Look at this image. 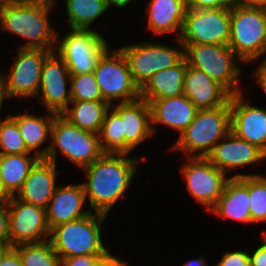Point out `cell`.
Wrapping results in <instances>:
<instances>
[{
	"mask_svg": "<svg viewBox=\"0 0 266 266\" xmlns=\"http://www.w3.org/2000/svg\"><path fill=\"white\" fill-rule=\"evenodd\" d=\"M0 240H9L8 201L0 202Z\"/></svg>",
	"mask_w": 266,
	"mask_h": 266,
	"instance_id": "74e56055",
	"label": "cell"
},
{
	"mask_svg": "<svg viewBox=\"0 0 266 266\" xmlns=\"http://www.w3.org/2000/svg\"><path fill=\"white\" fill-rule=\"evenodd\" d=\"M250 251L225 252L215 266H250Z\"/></svg>",
	"mask_w": 266,
	"mask_h": 266,
	"instance_id": "e575fe53",
	"label": "cell"
},
{
	"mask_svg": "<svg viewBox=\"0 0 266 266\" xmlns=\"http://www.w3.org/2000/svg\"><path fill=\"white\" fill-rule=\"evenodd\" d=\"M213 147L206 158L226 174L236 168L256 164L266 159V154L256 145L241 139L230 131Z\"/></svg>",
	"mask_w": 266,
	"mask_h": 266,
	"instance_id": "e0dca14e",
	"label": "cell"
},
{
	"mask_svg": "<svg viewBox=\"0 0 266 266\" xmlns=\"http://www.w3.org/2000/svg\"><path fill=\"white\" fill-rule=\"evenodd\" d=\"M230 7L188 9L179 40L182 44L228 45Z\"/></svg>",
	"mask_w": 266,
	"mask_h": 266,
	"instance_id": "8fae6325",
	"label": "cell"
},
{
	"mask_svg": "<svg viewBox=\"0 0 266 266\" xmlns=\"http://www.w3.org/2000/svg\"><path fill=\"white\" fill-rule=\"evenodd\" d=\"M253 77H256L261 89L266 92V59L262 61L259 67L254 71Z\"/></svg>",
	"mask_w": 266,
	"mask_h": 266,
	"instance_id": "b9f144b4",
	"label": "cell"
},
{
	"mask_svg": "<svg viewBox=\"0 0 266 266\" xmlns=\"http://www.w3.org/2000/svg\"><path fill=\"white\" fill-rule=\"evenodd\" d=\"M262 244L250 255V266H266V238L262 236Z\"/></svg>",
	"mask_w": 266,
	"mask_h": 266,
	"instance_id": "f35d334b",
	"label": "cell"
},
{
	"mask_svg": "<svg viewBox=\"0 0 266 266\" xmlns=\"http://www.w3.org/2000/svg\"><path fill=\"white\" fill-rule=\"evenodd\" d=\"M110 108L106 101H71L61 115L80 129L99 134Z\"/></svg>",
	"mask_w": 266,
	"mask_h": 266,
	"instance_id": "83f0119b",
	"label": "cell"
},
{
	"mask_svg": "<svg viewBox=\"0 0 266 266\" xmlns=\"http://www.w3.org/2000/svg\"><path fill=\"white\" fill-rule=\"evenodd\" d=\"M51 143L45 160L56 162L57 149L75 165L85 168L100 158L99 134L80 129L61 114H56L51 127Z\"/></svg>",
	"mask_w": 266,
	"mask_h": 266,
	"instance_id": "52a82bcc",
	"label": "cell"
},
{
	"mask_svg": "<svg viewBox=\"0 0 266 266\" xmlns=\"http://www.w3.org/2000/svg\"><path fill=\"white\" fill-rule=\"evenodd\" d=\"M231 177H238L249 189L252 224L266 222V176L237 173Z\"/></svg>",
	"mask_w": 266,
	"mask_h": 266,
	"instance_id": "1f68e13d",
	"label": "cell"
},
{
	"mask_svg": "<svg viewBox=\"0 0 266 266\" xmlns=\"http://www.w3.org/2000/svg\"><path fill=\"white\" fill-rule=\"evenodd\" d=\"M69 70L64 60L53 51L45 60L37 97L42 100L46 111L61 114L72 101Z\"/></svg>",
	"mask_w": 266,
	"mask_h": 266,
	"instance_id": "9a60e30c",
	"label": "cell"
},
{
	"mask_svg": "<svg viewBox=\"0 0 266 266\" xmlns=\"http://www.w3.org/2000/svg\"><path fill=\"white\" fill-rule=\"evenodd\" d=\"M99 255H76L62 259V266H95Z\"/></svg>",
	"mask_w": 266,
	"mask_h": 266,
	"instance_id": "8d00e7d4",
	"label": "cell"
},
{
	"mask_svg": "<svg viewBox=\"0 0 266 266\" xmlns=\"http://www.w3.org/2000/svg\"><path fill=\"white\" fill-rule=\"evenodd\" d=\"M55 0H30L20 4L0 6V30L26 40L19 48L55 51L57 32L49 22V12Z\"/></svg>",
	"mask_w": 266,
	"mask_h": 266,
	"instance_id": "7a4b0ae2",
	"label": "cell"
},
{
	"mask_svg": "<svg viewBox=\"0 0 266 266\" xmlns=\"http://www.w3.org/2000/svg\"><path fill=\"white\" fill-rule=\"evenodd\" d=\"M103 100L128 103L140 98V88L134 82L125 55L119 48H109L99 58L93 70Z\"/></svg>",
	"mask_w": 266,
	"mask_h": 266,
	"instance_id": "ba28073f",
	"label": "cell"
},
{
	"mask_svg": "<svg viewBox=\"0 0 266 266\" xmlns=\"http://www.w3.org/2000/svg\"><path fill=\"white\" fill-rule=\"evenodd\" d=\"M70 29H91V24L108 11L105 0H65Z\"/></svg>",
	"mask_w": 266,
	"mask_h": 266,
	"instance_id": "f1b7e54d",
	"label": "cell"
},
{
	"mask_svg": "<svg viewBox=\"0 0 266 266\" xmlns=\"http://www.w3.org/2000/svg\"><path fill=\"white\" fill-rule=\"evenodd\" d=\"M183 95L198 109H213L226 105L231 94L205 72L187 66Z\"/></svg>",
	"mask_w": 266,
	"mask_h": 266,
	"instance_id": "d6986e66",
	"label": "cell"
},
{
	"mask_svg": "<svg viewBox=\"0 0 266 266\" xmlns=\"http://www.w3.org/2000/svg\"><path fill=\"white\" fill-rule=\"evenodd\" d=\"M56 163L40 159L30 170L16 197L26 203L46 209L56 188Z\"/></svg>",
	"mask_w": 266,
	"mask_h": 266,
	"instance_id": "44dd1931",
	"label": "cell"
},
{
	"mask_svg": "<svg viewBox=\"0 0 266 266\" xmlns=\"http://www.w3.org/2000/svg\"><path fill=\"white\" fill-rule=\"evenodd\" d=\"M181 168L189 194L209 211L224 193L231 177L206 157H188Z\"/></svg>",
	"mask_w": 266,
	"mask_h": 266,
	"instance_id": "4fadbf2b",
	"label": "cell"
},
{
	"mask_svg": "<svg viewBox=\"0 0 266 266\" xmlns=\"http://www.w3.org/2000/svg\"><path fill=\"white\" fill-rule=\"evenodd\" d=\"M23 266H62V259L53 249L51 242L23 243L14 246Z\"/></svg>",
	"mask_w": 266,
	"mask_h": 266,
	"instance_id": "4dcf8cb0",
	"label": "cell"
},
{
	"mask_svg": "<svg viewBox=\"0 0 266 266\" xmlns=\"http://www.w3.org/2000/svg\"><path fill=\"white\" fill-rule=\"evenodd\" d=\"M182 45L184 47V57L189 66L205 72L231 95L242 92L240 85H238L242 69L237 64L239 61L243 62L228 45Z\"/></svg>",
	"mask_w": 266,
	"mask_h": 266,
	"instance_id": "8992f818",
	"label": "cell"
},
{
	"mask_svg": "<svg viewBox=\"0 0 266 266\" xmlns=\"http://www.w3.org/2000/svg\"><path fill=\"white\" fill-rule=\"evenodd\" d=\"M52 52L45 49L18 48L10 73L7 77L0 73V82L10 98L37 97L42 68Z\"/></svg>",
	"mask_w": 266,
	"mask_h": 266,
	"instance_id": "7c38bea8",
	"label": "cell"
},
{
	"mask_svg": "<svg viewBox=\"0 0 266 266\" xmlns=\"http://www.w3.org/2000/svg\"><path fill=\"white\" fill-rule=\"evenodd\" d=\"M99 139L104 153L125 154L123 120L111 108L106 112Z\"/></svg>",
	"mask_w": 266,
	"mask_h": 266,
	"instance_id": "f546056e",
	"label": "cell"
},
{
	"mask_svg": "<svg viewBox=\"0 0 266 266\" xmlns=\"http://www.w3.org/2000/svg\"><path fill=\"white\" fill-rule=\"evenodd\" d=\"M187 66L184 57L177 65L154 73L140 88V98L150 104L153 100L183 95Z\"/></svg>",
	"mask_w": 266,
	"mask_h": 266,
	"instance_id": "603a6c76",
	"label": "cell"
},
{
	"mask_svg": "<svg viewBox=\"0 0 266 266\" xmlns=\"http://www.w3.org/2000/svg\"><path fill=\"white\" fill-rule=\"evenodd\" d=\"M127 154L104 153L83 168L87 181L82 183L90 211L108 215L114 204L131 186L142 157L128 158ZM139 161V162H138Z\"/></svg>",
	"mask_w": 266,
	"mask_h": 266,
	"instance_id": "6da1fadb",
	"label": "cell"
},
{
	"mask_svg": "<svg viewBox=\"0 0 266 266\" xmlns=\"http://www.w3.org/2000/svg\"><path fill=\"white\" fill-rule=\"evenodd\" d=\"M188 9H217L231 7V0H183Z\"/></svg>",
	"mask_w": 266,
	"mask_h": 266,
	"instance_id": "d590c367",
	"label": "cell"
},
{
	"mask_svg": "<svg viewBox=\"0 0 266 266\" xmlns=\"http://www.w3.org/2000/svg\"><path fill=\"white\" fill-rule=\"evenodd\" d=\"M228 46L243 63L266 55V9L231 5Z\"/></svg>",
	"mask_w": 266,
	"mask_h": 266,
	"instance_id": "5b68a950",
	"label": "cell"
},
{
	"mask_svg": "<svg viewBox=\"0 0 266 266\" xmlns=\"http://www.w3.org/2000/svg\"><path fill=\"white\" fill-rule=\"evenodd\" d=\"M0 155V179L9 196H16L22 189L30 170L41 159L35 153Z\"/></svg>",
	"mask_w": 266,
	"mask_h": 266,
	"instance_id": "4316f807",
	"label": "cell"
},
{
	"mask_svg": "<svg viewBox=\"0 0 266 266\" xmlns=\"http://www.w3.org/2000/svg\"><path fill=\"white\" fill-rule=\"evenodd\" d=\"M183 266H207V261L203 257H199L198 259H192L188 261Z\"/></svg>",
	"mask_w": 266,
	"mask_h": 266,
	"instance_id": "f6af8a7d",
	"label": "cell"
},
{
	"mask_svg": "<svg viewBox=\"0 0 266 266\" xmlns=\"http://www.w3.org/2000/svg\"><path fill=\"white\" fill-rule=\"evenodd\" d=\"M251 0H231L232 5H247Z\"/></svg>",
	"mask_w": 266,
	"mask_h": 266,
	"instance_id": "f907efd6",
	"label": "cell"
},
{
	"mask_svg": "<svg viewBox=\"0 0 266 266\" xmlns=\"http://www.w3.org/2000/svg\"><path fill=\"white\" fill-rule=\"evenodd\" d=\"M6 98H7V99H10V97L8 96V94L5 92L2 83L0 82V110H1V107H2V105H3L2 102H3ZM5 120H6V119L0 121V125H1V123H2L3 121H5Z\"/></svg>",
	"mask_w": 266,
	"mask_h": 266,
	"instance_id": "7dc6e473",
	"label": "cell"
},
{
	"mask_svg": "<svg viewBox=\"0 0 266 266\" xmlns=\"http://www.w3.org/2000/svg\"><path fill=\"white\" fill-rule=\"evenodd\" d=\"M247 6L266 9V0H251Z\"/></svg>",
	"mask_w": 266,
	"mask_h": 266,
	"instance_id": "bcb514c9",
	"label": "cell"
},
{
	"mask_svg": "<svg viewBox=\"0 0 266 266\" xmlns=\"http://www.w3.org/2000/svg\"><path fill=\"white\" fill-rule=\"evenodd\" d=\"M55 52L64 60L70 75L91 73L109 48L106 39L94 29H70L58 39Z\"/></svg>",
	"mask_w": 266,
	"mask_h": 266,
	"instance_id": "9c48e42d",
	"label": "cell"
},
{
	"mask_svg": "<svg viewBox=\"0 0 266 266\" xmlns=\"http://www.w3.org/2000/svg\"><path fill=\"white\" fill-rule=\"evenodd\" d=\"M132 1L133 0H105V3L109 10L112 5L116 6V8H125Z\"/></svg>",
	"mask_w": 266,
	"mask_h": 266,
	"instance_id": "ee69618b",
	"label": "cell"
},
{
	"mask_svg": "<svg viewBox=\"0 0 266 266\" xmlns=\"http://www.w3.org/2000/svg\"><path fill=\"white\" fill-rule=\"evenodd\" d=\"M72 101H104L93 72L70 76Z\"/></svg>",
	"mask_w": 266,
	"mask_h": 266,
	"instance_id": "d6a6232c",
	"label": "cell"
},
{
	"mask_svg": "<svg viewBox=\"0 0 266 266\" xmlns=\"http://www.w3.org/2000/svg\"><path fill=\"white\" fill-rule=\"evenodd\" d=\"M111 108L123 120L125 133V154L129 155L140 143L152 137L155 128L152 127L150 104L141 98L128 103H115Z\"/></svg>",
	"mask_w": 266,
	"mask_h": 266,
	"instance_id": "ac0fdd59",
	"label": "cell"
},
{
	"mask_svg": "<svg viewBox=\"0 0 266 266\" xmlns=\"http://www.w3.org/2000/svg\"><path fill=\"white\" fill-rule=\"evenodd\" d=\"M95 266H127V263L110 254L107 249L102 255L98 256Z\"/></svg>",
	"mask_w": 266,
	"mask_h": 266,
	"instance_id": "ab89813d",
	"label": "cell"
},
{
	"mask_svg": "<svg viewBox=\"0 0 266 266\" xmlns=\"http://www.w3.org/2000/svg\"><path fill=\"white\" fill-rule=\"evenodd\" d=\"M176 42L182 49L149 42L129 44L120 48L128 62L132 78L139 88L154 73L173 67L184 58V47L179 39H176Z\"/></svg>",
	"mask_w": 266,
	"mask_h": 266,
	"instance_id": "30bf717a",
	"label": "cell"
},
{
	"mask_svg": "<svg viewBox=\"0 0 266 266\" xmlns=\"http://www.w3.org/2000/svg\"><path fill=\"white\" fill-rule=\"evenodd\" d=\"M230 126V101L217 108L198 109L194 120L180 134L172 149L181 150L190 157H206L231 131Z\"/></svg>",
	"mask_w": 266,
	"mask_h": 266,
	"instance_id": "3957f363",
	"label": "cell"
},
{
	"mask_svg": "<svg viewBox=\"0 0 266 266\" xmlns=\"http://www.w3.org/2000/svg\"><path fill=\"white\" fill-rule=\"evenodd\" d=\"M150 108L152 124L166 125L180 134L194 120L198 110L185 95L153 100Z\"/></svg>",
	"mask_w": 266,
	"mask_h": 266,
	"instance_id": "7402d4cb",
	"label": "cell"
},
{
	"mask_svg": "<svg viewBox=\"0 0 266 266\" xmlns=\"http://www.w3.org/2000/svg\"><path fill=\"white\" fill-rule=\"evenodd\" d=\"M249 205L248 187L238 177H231L225 186L224 193L209 212L241 223H252Z\"/></svg>",
	"mask_w": 266,
	"mask_h": 266,
	"instance_id": "cb8c5ba5",
	"label": "cell"
},
{
	"mask_svg": "<svg viewBox=\"0 0 266 266\" xmlns=\"http://www.w3.org/2000/svg\"><path fill=\"white\" fill-rule=\"evenodd\" d=\"M13 247L9 240H0V261Z\"/></svg>",
	"mask_w": 266,
	"mask_h": 266,
	"instance_id": "7bdbcfd3",
	"label": "cell"
},
{
	"mask_svg": "<svg viewBox=\"0 0 266 266\" xmlns=\"http://www.w3.org/2000/svg\"><path fill=\"white\" fill-rule=\"evenodd\" d=\"M262 234L263 235H261V236H264L266 238V230H264Z\"/></svg>",
	"mask_w": 266,
	"mask_h": 266,
	"instance_id": "816d5d0a",
	"label": "cell"
},
{
	"mask_svg": "<svg viewBox=\"0 0 266 266\" xmlns=\"http://www.w3.org/2000/svg\"><path fill=\"white\" fill-rule=\"evenodd\" d=\"M9 208V241L13 246L23 243L47 241L50 228L47 223L46 209L10 196Z\"/></svg>",
	"mask_w": 266,
	"mask_h": 266,
	"instance_id": "5bb4252c",
	"label": "cell"
},
{
	"mask_svg": "<svg viewBox=\"0 0 266 266\" xmlns=\"http://www.w3.org/2000/svg\"><path fill=\"white\" fill-rule=\"evenodd\" d=\"M0 150V155L31 153L10 115L0 125Z\"/></svg>",
	"mask_w": 266,
	"mask_h": 266,
	"instance_id": "836d02e7",
	"label": "cell"
},
{
	"mask_svg": "<svg viewBox=\"0 0 266 266\" xmlns=\"http://www.w3.org/2000/svg\"><path fill=\"white\" fill-rule=\"evenodd\" d=\"M148 4V28L155 35L170 32L179 39L187 8L183 0H151Z\"/></svg>",
	"mask_w": 266,
	"mask_h": 266,
	"instance_id": "d4e9b609",
	"label": "cell"
},
{
	"mask_svg": "<svg viewBox=\"0 0 266 266\" xmlns=\"http://www.w3.org/2000/svg\"><path fill=\"white\" fill-rule=\"evenodd\" d=\"M86 196L82 183L58 186L46 207L49 228L67 223L91 213L83 211Z\"/></svg>",
	"mask_w": 266,
	"mask_h": 266,
	"instance_id": "ffe728a7",
	"label": "cell"
},
{
	"mask_svg": "<svg viewBox=\"0 0 266 266\" xmlns=\"http://www.w3.org/2000/svg\"><path fill=\"white\" fill-rule=\"evenodd\" d=\"M47 112L48 114L45 117L31 113L29 114L27 111L23 114L10 116L17 123L27 149L30 152L35 151V154L41 159L46 158L50 145L41 150L38 148L46 142L49 136H51V127L56 115L54 112Z\"/></svg>",
	"mask_w": 266,
	"mask_h": 266,
	"instance_id": "484cf974",
	"label": "cell"
},
{
	"mask_svg": "<svg viewBox=\"0 0 266 266\" xmlns=\"http://www.w3.org/2000/svg\"><path fill=\"white\" fill-rule=\"evenodd\" d=\"M243 92L231 95V131L266 154V109L248 105Z\"/></svg>",
	"mask_w": 266,
	"mask_h": 266,
	"instance_id": "2e32d148",
	"label": "cell"
},
{
	"mask_svg": "<svg viewBox=\"0 0 266 266\" xmlns=\"http://www.w3.org/2000/svg\"><path fill=\"white\" fill-rule=\"evenodd\" d=\"M0 266H23L21 257L14 247L0 261Z\"/></svg>",
	"mask_w": 266,
	"mask_h": 266,
	"instance_id": "60d3db41",
	"label": "cell"
},
{
	"mask_svg": "<svg viewBox=\"0 0 266 266\" xmlns=\"http://www.w3.org/2000/svg\"><path fill=\"white\" fill-rule=\"evenodd\" d=\"M10 199V196L4 190L2 181L0 179V202H6Z\"/></svg>",
	"mask_w": 266,
	"mask_h": 266,
	"instance_id": "c3c4849f",
	"label": "cell"
},
{
	"mask_svg": "<svg viewBox=\"0 0 266 266\" xmlns=\"http://www.w3.org/2000/svg\"><path fill=\"white\" fill-rule=\"evenodd\" d=\"M30 0H0V6L6 5V4H20V3H25Z\"/></svg>",
	"mask_w": 266,
	"mask_h": 266,
	"instance_id": "681fc988",
	"label": "cell"
},
{
	"mask_svg": "<svg viewBox=\"0 0 266 266\" xmlns=\"http://www.w3.org/2000/svg\"><path fill=\"white\" fill-rule=\"evenodd\" d=\"M106 217L91 212L85 217L51 228L49 241L57 255L61 259L76 255H102L107 250L101 238Z\"/></svg>",
	"mask_w": 266,
	"mask_h": 266,
	"instance_id": "277c9868",
	"label": "cell"
}]
</instances>
